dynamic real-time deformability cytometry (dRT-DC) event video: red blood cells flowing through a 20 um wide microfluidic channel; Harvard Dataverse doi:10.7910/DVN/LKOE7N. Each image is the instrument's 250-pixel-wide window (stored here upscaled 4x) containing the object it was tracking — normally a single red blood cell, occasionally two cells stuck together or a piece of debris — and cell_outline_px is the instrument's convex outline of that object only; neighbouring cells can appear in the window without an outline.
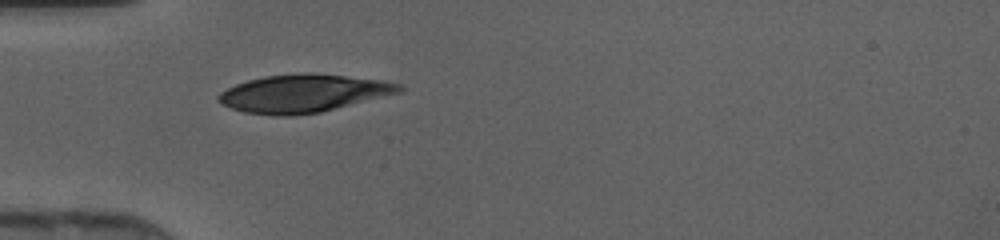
{"species": "human", "species_latin": "Homo sapiens", "temperature_condition": "cold", "stored_images_in_passage": 32, "camera_frame_rate_fps": 3000, "um_per_image_px": 0.085, "donor": {"sex": "female"}, "frame": {"image": 1, "passage_image": 1, "time_ms": 0.0, "image_size_px": [1000, 240], "cell_outline_px": [[404, 92], [320, 112], [292, 116], [276, 116], [244, 112], [220, 104], [216, 100], [216, 96], [220, 92], [236, 84], [248, 80], [264, 76], [304, 72], [308, 72], [384, 80], [404, 84]], "centroid_in_image_um": [25.81, 7.93], "position_along_channel_um": 59.2, "area_um2": 40.34}}
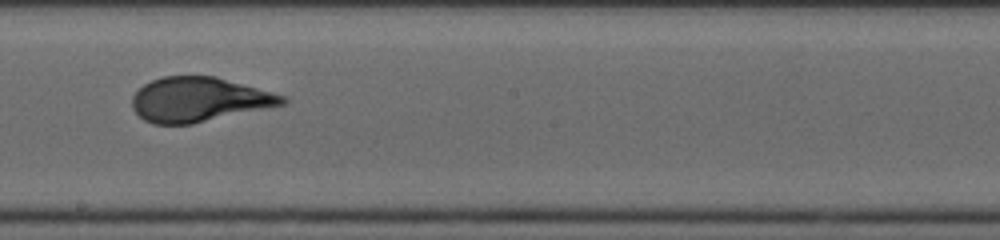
{"frame": {"image": 2, "passage_image": 13, "time_ms": 4.0, "image_size_px": [1000, 240], "cell_outline_px": [[288, 100], [284, 104], [192, 124], [152, 124], [144, 120], [132, 108], [132, 96], [144, 84], [152, 80], [164, 76], [216, 76], [272, 92], [284, 96]], "centroid_in_image_um": [16.88, 8.46], "position_along_channel_um": 231.3, "area_um2": 38.67}}
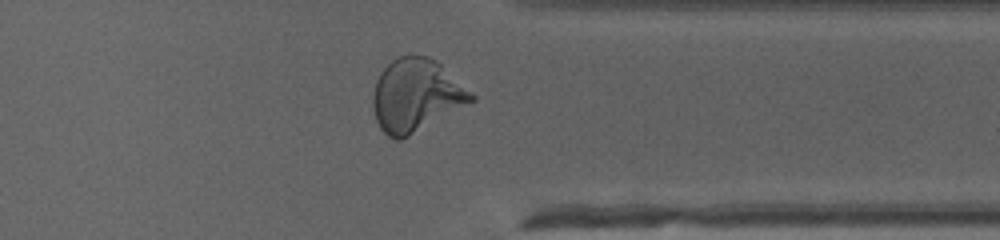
{"frame": {"image": 3, "passage_image": 23, "time_ms": 7.333, "image_size_px": [1000, 240], "cell_outline_px": [[476, 100], [408, 136], [400, 140], [396, 140], [388, 136], [380, 128], [376, 120], [372, 104], [372, 96], [376, 80], [380, 72], [392, 60], [400, 56], [428, 56], [436, 60], [476, 96]], "centroid_in_image_um": [35.35, 8.11], "position_along_channel_um": 376.1, "area_um2": 41.38}}